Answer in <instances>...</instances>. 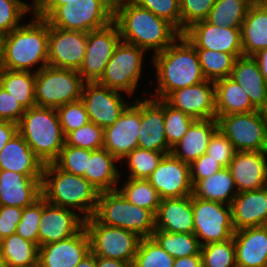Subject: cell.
Wrapping results in <instances>:
<instances>
[{
	"instance_id": "cell-1",
	"label": "cell",
	"mask_w": 267,
	"mask_h": 267,
	"mask_svg": "<svg viewBox=\"0 0 267 267\" xmlns=\"http://www.w3.org/2000/svg\"><path fill=\"white\" fill-rule=\"evenodd\" d=\"M113 22L118 26L121 41L148 54L153 52L151 55L164 51L182 34L166 19L130 0H114Z\"/></svg>"
},
{
	"instance_id": "cell-2",
	"label": "cell",
	"mask_w": 267,
	"mask_h": 267,
	"mask_svg": "<svg viewBox=\"0 0 267 267\" xmlns=\"http://www.w3.org/2000/svg\"><path fill=\"white\" fill-rule=\"evenodd\" d=\"M156 73V82L149 81L148 85H156L155 93L148 97L164 100L171 92L199 84L205 81L196 48L181 34L164 51L151 56ZM156 83V84H155Z\"/></svg>"
},
{
	"instance_id": "cell-3",
	"label": "cell",
	"mask_w": 267,
	"mask_h": 267,
	"mask_svg": "<svg viewBox=\"0 0 267 267\" xmlns=\"http://www.w3.org/2000/svg\"><path fill=\"white\" fill-rule=\"evenodd\" d=\"M32 16L30 22L5 34L0 68L37 73L48 65L49 24Z\"/></svg>"
},
{
	"instance_id": "cell-4",
	"label": "cell",
	"mask_w": 267,
	"mask_h": 267,
	"mask_svg": "<svg viewBox=\"0 0 267 267\" xmlns=\"http://www.w3.org/2000/svg\"><path fill=\"white\" fill-rule=\"evenodd\" d=\"M41 193L47 203L71 209L84 219L94 215L99 195L83 176L61 170L54 162L44 164Z\"/></svg>"
},
{
	"instance_id": "cell-5",
	"label": "cell",
	"mask_w": 267,
	"mask_h": 267,
	"mask_svg": "<svg viewBox=\"0 0 267 267\" xmlns=\"http://www.w3.org/2000/svg\"><path fill=\"white\" fill-rule=\"evenodd\" d=\"M17 125L18 133L43 164L58 158L65 145V135L56 109L39 106L26 109Z\"/></svg>"
},
{
	"instance_id": "cell-6",
	"label": "cell",
	"mask_w": 267,
	"mask_h": 267,
	"mask_svg": "<svg viewBox=\"0 0 267 267\" xmlns=\"http://www.w3.org/2000/svg\"><path fill=\"white\" fill-rule=\"evenodd\" d=\"M93 216L102 224L123 228L141 238L152 237L155 230V215L131 204L117 189L99 193Z\"/></svg>"
},
{
	"instance_id": "cell-7",
	"label": "cell",
	"mask_w": 267,
	"mask_h": 267,
	"mask_svg": "<svg viewBox=\"0 0 267 267\" xmlns=\"http://www.w3.org/2000/svg\"><path fill=\"white\" fill-rule=\"evenodd\" d=\"M114 0H72L58 6L45 20L52 27L90 32L113 22Z\"/></svg>"
},
{
	"instance_id": "cell-8",
	"label": "cell",
	"mask_w": 267,
	"mask_h": 267,
	"mask_svg": "<svg viewBox=\"0 0 267 267\" xmlns=\"http://www.w3.org/2000/svg\"><path fill=\"white\" fill-rule=\"evenodd\" d=\"M84 81L77 70L47 65L35 73L36 106L57 109L81 99Z\"/></svg>"
},
{
	"instance_id": "cell-9",
	"label": "cell",
	"mask_w": 267,
	"mask_h": 267,
	"mask_svg": "<svg viewBox=\"0 0 267 267\" xmlns=\"http://www.w3.org/2000/svg\"><path fill=\"white\" fill-rule=\"evenodd\" d=\"M146 51L132 44L120 41L106 65L98 83L132 97L137 92L143 77Z\"/></svg>"
},
{
	"instance_id": "cell-10",
	"label": "cell",
	"mask_w": 267,
	"mask_h": 267,
	"mask_svg": "<svg viewBox=\"0 0 267 267\" xmlns=\"http://www.w3.org/2000/svg\"><path fill=\"white\" fill-rule=\"evenodd\" d=\"M90 251L98 257L121 260L132 265L141 237L120 227L107 226L94 216L85 219Z\"/></svg>"
},
{
	"instance_id": "cell-11",
	"label": "cell",
	"mask_w": 267,
	"mask_h": 267,
	"mask_svg": "<svg viewBox=\"0 0 267 267\" xmlns=\"http://www.w3.org/2000/svg\"><path fill=\"white\" fill-rule=\"evenodd\" d=\"M218 128L235 151H267V121L261 110L219 116Z\"/></svg>"
},
{
	"instance_id": "cell-12",
	"label": "cell",
	"mask_w": 267,
	"mask_h": 267,
	"mask_svg": "<svg viewBox=\"0 0 267 267\" xmlns=\"http://www.w3.org/2000/svg\"><path fill=\"white\" fill-rule=\"evenodd\" d=\"M194 235L201 246L224 242L233 237L231 206L192 196Z\"/></svg>"
},
{
	"instance_id": "cell-13",
	"label": "cell",
	"mask_w": 267,
	"mask_h": 267,
	"mask_svg": "<svg viewBox=\"0 0 267 267\" xmlns=\"http://www.w3.org/2000/svg\"><path fill=\"white\" fill-rule=\"evenodd\" d=\"M122 93L98 82H84L81 101L89 120L103 129L113 125L130 104Z\"/></svg>"
},
{
	"instance_id": "cell-14",
	"label": "cell",
	"mask_w": 267,
	"mask_h": 267,
	"mask_svg": "<svg viewBox=\"0 0 267 267\" xmlns=\"http://www.w3.org/2000/svg\"><path fill=\"white\" fill-rule=\"evenodd\" d=\"M120 41V32L114 22L87 33L85 58L78 71L84 82L99 81Z\"/></svg>"
},
{
	"instance_id": "cell-15",
	"label": "cell",
	"mask_w": 267,
	"mask_h": 267,
	"mask_svg": "<svg viewBox=\"0 0 267 267\" xmlns=\"http://www.w3.org/2000/svg\"><path fill=\"white\" fill-rule=\"evenodd\" d=\"M111 126L104 129L103 148L121 161L138 147L141 125V97L134 98Z\"/></svg>"
},
{
	"instance_id": "cell-16",
	"label": "cell",
	"mask_w": 267,
	"mask_h": 267,
	"mask_svg": "<svg viewBox=\"0 0 267 267\" xmlns=\"http://www.w3.org/2000/svg\"><path fill=\"white\" fill-rule=\"evenodd\" d=\"M86 46L87 32L68 31L49 25L48 65L79 71Z\"/></svg>"
},
{
	"instance_id": "cell-17",
	"label": "cell",
	"mask_w": 267,
	"mask_h": 267,
	"mask_svg": "<svg viewBox=\"0 0 267 267\" xmlns=\"http://www.w3.org/2000/svg\"><path fill=\"white\" fill-rule=\"evenodd\" d=\"M195 48L243 56L241 29L215 26L207 20L192 24L182 33Z\"/></svg>"
},
{
	"instance_id": "cell-18",
	"label": "cell",
	"mask_w": 267,
	"mask_h": 267,
	"mask_svg": "<svg viewBox=\"0 0 267 267\" xmlns=\"http://www.w3.org/2000/svg\"><path fill=\"white\" fill-rule=\"evenodd\" d=\"M148 180L161 199L192 195L189 163L182 162L172 153L164 155Z\"/></svg>"
},
{
	"instance_id": "cell-19",
	"label": "cell",
	"mask_w": 267,
	"mask_h": 267,
	"mask_svg": "<svg viewBox=\"0 0 267 267\" xmlns=\"http://www.w3.org/2000/svg\"><path fill=\"white\" fill-rule=\"evenodd\" d=\"M85 219L77 212L51 205L42 197V214L39 223V247L67 239L77 234Z\"/></svg>"
},
{
	"instance_id": "cell-20",
	"label": "cell",
	"mask_w": 267,
	"mask_h": 267,
	"mask_svg": "<svg viewBox=\"0 0 267 267\" xmlns=\"http://www.w3.org/2000/svg\"><path fill=\"white\" fill-rule=\"evenodd\" d=\"M146 91L141 96V125L138 137V147L171 153L167 143L164 124V100L149 98Z\"/></svg>"
},
{
	"instance_id": "cell-21",
	"label": "cell",
	"mask_w": 267,
	"mask_h": 267,
	"mask_svg": "<svg viewBox=\"0 0 267 267\" xmlns=\"http://www.w3.org/2000/svg\"><path fill=\"white\" fill-rule=\"evenodd\" d=\"M170 106L182 110L194 119H214L215 83L205 80L199 84L177 89L164 99Z\"/></svg>"
},
{
	"instance_id": "cell-22",
	"label": "cell",
	"mask_w": 267,
	"mask_h": 267,
	"mask_svg": "<svg viewBox=\"0 0 267 267\" xmlns=\"http://www.w3.org/2000/svg\"><path fill=\"white\" fill-rule=\"evenodd\" d=\"M90 252V240L83 227L77 234L38 248L39 267H75Z\"/></svg>"
},
{
	"instance_id": "cell-23",
	"label": "cell",
	"mask_w": 267,
	"mask_h": 267,
	"mask_svg": "<svg viewBox=\"0 0 267 267\" xmlns=\"http://www.w3.org/2000/svg\"><path fill=\"white\" fill-rule=\"evenodd\" d=\"M228 169L238 193L267 186V151H237Z\"/></svg>"
},
{
	"instance_id": "cell-24",
	"label": "cell",
	"mask_w": 267,
	"mask_h": 267,
	"mask_svg": "<svg viewBox=\"0 0 267 267\" xmlns=\"http://www.w3.org/2000/svg\"><path fill=\"white\" fill-rule=\"evenodd\" d=\"M230 206L235 231L267 226V186L238 193Z\"/></svg>"
},
{
	"instance_id": "cell-25",
	"label": "cell",
	"mask_w": 267,
	"mask_h": 267,
	"mask_svg": "<svg viewBox=\"0 0 267 267\" xmlns=\"http://www.w3.org/2000/svg\"><path fill=\"white\" fill-rule=\"evenodd\" d=\"M42 178L0 169V206L25 208L41 196Z\"/></svg>"
},
{
	"instance_id": "cell-26",
	"label": "cell",
	"mask_w": 267,
	"mask_h": 267,
	"mask_svg": "<svg viewBox=\"0 0 267 267\" xmlns=\"http://www.w3.org/2000/svg\"><path fill=\"white\" fill-rule=\"evenodd\" d=\"M233 240L237 267H267V226L236 230Z\"/></svg>"
},
{
	"instance_id": "cell-27",
	"label": "cell",
	"mask_w": 267,
	"mask_h": 267,
	"mask_svg": "<svg viewBox=\"0 0 267 267\" xmlns=\"http://www.w3.org/2000/svg\"><path fill=\"white\" fill-rule=\"evenodd\" d=\"M44 164L17 132L0 152V169L42 178Z\"/></svg>"
},
{
	"instance_id": "cell-28",
	"label": "cell",
	"mask_w": 267,
	"mask_h": 267,
	"mask_svg": "<svg viewBox=\"0 0 267 267\" xmlns=\"http://www.w3.org/2000/svg\"><path fill=\"white\" fill-rule=\"evenodd\" d=\"M155 230L194 233L192 195L162 199L155 215Z\"/></svg>"
},
{
	"instance_id": "cell-29",
	"label": "cell",
	"mask_w": 267,
	"mask_h": 267,
	"mask_svg": "<svg viewBox=\"0 0 267 267\" xmlns=\"http://www.w3.org/2000/svg\"><path fill=\"white\" fill-rule=\"evenodd\" d=\"M218 129L216 118L195 119L171 153L182 162L190 164L207 152L211 137Z\"/></svg>"
},
{
	"instance_id": "cell-30",
	"label": "cell",
	"mask_w": 267,
	"mask_h": 267,
	"mask_svg": "<svg viewBox=\"0 0 267 267\" xmlns=\"http://www.w3.org/2000/svg\"><path fill=\"white\" fill-rule=\"evenodd\" d=\"M118 162L120 161L105 148L90 150V158L83 177L99 193L116 190L119 181L123 180V174L118 170V164H120Z\"/></svg>"
},
{
	"instance_id": "cell-31",
	"label": "cell",
	"mask_w": 267,
	"mask_h": 267,
	"mask_svg": "<svg viewBox=\"0 0 267 267\" xmlns=\"http://www.w3.org/2000/svg\"><path fill=\"white\" fill-rule=\"evenodd\" d=\"M243 56H253L267 48V2L255 0L249 7L241 27Z\"/></svg>"
},
{
	"instance_id": "cell-32",
	"label": "cell",
	"mask_w": 267,
	"mask_h": 267,
	"mask_svg": "<svg viewBox=\"0 0 267 267\" xmlns=\"http://www.w3.org/2000/svg\"><path fill=\"white\" fill-rule=\"evenodd\" d=\"M248 94L252 105L261 110L267 100V82L257 61L252 56L236 59L230 76Z\"/></svg>"
},
{
	"instance_id": "cell-33",
	"label": "cell",
	"mask_w": 267,
	"mask_h": 267,
	"mask_svg": "<svg viewBox=\"0 0 267 267\" xmlns=\"http://www.w3.org/2000/svg\"><path fill=\"white\" fill-rule=\"evenodd\" d=\"M214 83L216 119L219 116L257 110L248 94L231 77L219 79Z\"/></svg>"
},
{
	"instance_id": "cell-34",
	"label": "cell",
	"mask_w": 267,
	"mask_h": 267,
	"mask_svg": "<svg viewBox=\"0 0 267 267\" xmlns=\"http://www.w3.org/2000/svg\"><path fill=\"white\" fill-rule=\"evenodd\" d=\"M238 194L233 177L228 167L202 180L193 183L192 196L207 201L231 205Z\"/></svg>"
},
{
	"instance_id": "cell-35",
	"label": "cell",
	"mask_w": 267,
	"mask_h": 267,
	"mask_svg": "<svg viewBox=\"0 0 267 267\" xmlns=\"http://www.w3.org/2000/svg\"><path fill=\"white\" fill-rule=\"evenodd\" d=\"M0 86L21 103L25 109L36 106L34 72L0 68Z\"/></svg>"
},
{
	"instance_id": "cell-36",
	"label": "cell",
	"mask_w": 267,
	"mask_h": 267,
	"mask_svg": "<svg viewBox=\"0 0 267 267\" xmlns=\"http://www.w3.org/2000/svg\"><path fill=\"white\" fill-rule=\"evenodd\" d=\"M124 182L118 183L117 190L131 204L146 208L156 215L161 197L148 179H129L123 175Z\"/></svg>"
},
{
	"instance_id": "cell-37",
	"label": "cell",
	"mask_w": 267,
	"mask_h": 267,
	"mask_svg": "<svg viewBox=\"0 0 267 267\" xmlns=\"http://www.w3.org/2000/svg\"><path fill=\"white\" fill-rule=\"evenodd\" d=\"M255 0H216L207 21L215 26L241 29L250 5Z\"/></svg>"
},
{
	"instance_id": "cell-38",
	"label": "cell",
	"mask_w": 267,
	"mask_h": 267,
	"mask_svg": "<svg viewBox=\"0 0 267 267\" xmlns=\"http://www.w3.org/2000/svg\"><path fill=\"white\" fill-rule=\"evenodd\" d=\"M7 267H20L38 264V246L12 234L0 240Z\"/></svg>"
},
{
	"instance_id": "cell-39",
	"label": "cell",
	"mask_w": 267,
	"mask_h": 267,
	"mask_svg": "<svg viewBox=\"0 0 267 267\" xmlns=\"http://www.w3.org/2000/svg\"><path fill=\"white\" fill-rule=\"evenodd\" d=\"M152 237L174 259L201 255V244L193 233H173L154 230Z\"/></svg>"
},
{
	"instance_id": "cell-40",
	"label": "cell",
	"mask_w": 267,
	"mask_h": 267,
	"mask_svg": "<svg viewBox=\"0 0 267 267\" xmlns=\"http://www.w3.org/2000/svg\"><path fill=\"white\" fill-rule=\"evenodd\" d=\"M165 153L159 151H150L140 147L135 148L126 155L119 163L123 172H128L129 179H148L152 172L158 167V164L164 157ZM122 163H125L122 165Z\"/></svg>"
},
{
	"instance_id": "cell-41",
	"label": "cell",
	"mask_w": 267,
	"mask_h": 267,
	"mask_svg": "<svg viewBox=\"0 0 267 267\" xmlns=\"http://www.w3.org/2000/svg\"><path fill=\"white\" fill-rule=\"evenodd\" d=\"M202 73L206 80L230 77L237 57L225 52L196 48Z\"/></svg>"
},
{
	"instance_id": "cell-42",
	"label": "cell",
	"mask_w": 267,
	"mask_h": 267,
	"mask_svg": "<svg viewBox=\"0 0 267 267\" xmlns=\"http://www.w3.org/2000/svg\"><path fill=\"white\" fill-rule=\"evenodd\" d=\"M174 258L153 237L141 238L132 267H173Z\"/></svg>"
},
{
	"instance_id": "cell-43",
	"label": "cell",
	"mask_w": 267,
	"mask_h": 267,
	"mask_svg": "<svg viewBox=\"0 0 267 267\" xmlns=\"http://www.w3.org/2000/svg\"><path fill=\"white\" fill-rule=\"evenodd\" d=\"M31 4L20 0H0V32L10 33L22 25V21L29 13L33 14L37 0H31Z\"/></svg>"
},
{
	"instance_id": "cell-44",
	"label": "cell",
	"mask_w": 267,
	"mask_h": 267,
	"mask_svg": "<svg viewBox=\"0 0 267 267\" xmlns=\"http://www.w3.org/2000/svg\"><path fill=\"white\" fill-rule=\"evenodd\" d=\"M202 267H237L233 237L201 247Z\"/></svg>"
},
{
	"instance_id": "cell-45",
	"label": "cell",
	"mask_w": 267,
	"mask_h": 267,
	"mask_svg": "<svg viewBox=\"0 0 267 267\" xmlns=\"http://www.w3.org/2000/svg\"><path fill=\"white\" fill-rule=\"evenodd\" d=\"M195 119L170 106L164 100L165 136L169 147L172 149L186 134L189 126Z\"/></svg>"
},
{
	"instance_id": "cell-46",
	"label": "cell",
	"mask_w": 267,
	"mask_h": 267,
	"mask_svg": "<svg viewBox=\"0 0 267 267\" xmlns=\"http://www.w3.org/2000/svg\"><path fill=\"white\" fill-rule=\"evenodd\" d=\"M103 135L104 129L90 121L70 132L65 137V143L72 147L97 150L103 148Z\"/></svg>"
},
{
	"instance_id": "cell-47",
	"label": "cell",
	"mask_w": 267,
	"mask_h": 267,
	"mask_svg": "<svg viewBox=\"0 0 267 267\" xmlns=\"http://www.w3.org/2000/svg\"><path fill=\"white\" fill-rule=\"evenodd\" d=\"M89 158V149L72 147L65 143L54 163L61 170L72 173L74 175L84 176Z\"/></svg>"
},
{
	"instance_id": "cell-48",
	"label": "cell",
	"mask_w": 267,
	"mask_h": 267,
	"mask_svg": "<svg viewBox=\"0 0 267 267\" xmlns=\"http://www.w3.org/2000/svg\"><path fill=\"white\" fill-rule=\"evenodd\" d=\"M42 214V196L32 205L23 208L22 218L16 227V234L39 247V223Z\"/></svg>"
},
{
	"instance_id": "cell-49",
	"label": "cell",
	"mask_w": 267,
	"mask_h": 267,
	"mask_svg": "<svg viewBox=\"0 0 267 267\" xmlns=\"http://www.w3.org/2000/svg\"><path fill=\"white\" fill-rule=\"evenodd\" d=\"M60 125L65 137L72 131L90 122L83 102L80 100L63 104L57 109Z\"/></svg>"
},
{
	"instance_id": "cell-50",
	"label": "cell",
	"mask_w": 267,
	"mask_h": 267,
	"mask_svg": "<svg viewBox=\"0 0 267 267\" xmlns=\"http://www.w3.org/2000/svg\"><path fill=\"white\" fill-rule=\"evenodd\" d=\"M135 5L150 10L158 17L166 19L181 32L179 0H130Z\"/></svg>"
},
{
	"instance_id": "cell-51",
	"label": "cell",
	"mask_w": 267,
	"mask_h": 267,
	"mask_svg": "<svg viewBox=\"0 0 267 267\" xmlns=\"http://www.w3.org/2000/svg\"><path fill=\"white\" fill-rule=\"evenodd\" d=\"M216 0H179L181 33L192 24L206 20Z\"/></svg>"
},
{
	"instance_id": "cell-52",
	"label": "cell",
	"mask_w": 267,
	"mask_h": 267,
	"mask_svg": "<svg viewBox=\"0 0 267 267\" xmlns=\"http://www.w3.org/2000/svg\"><path fill=\"white\" fill-rule=\"evenodd\" d=\"M235 149L228 138L218 129L211 137L207 154L218 161L223 167H228L233 159Z\"/></svg>"
},
{
	"instance_id": "cell-53",
	"label": "cell",
	"mask_w": 267,
	"mask_h": 267,
	"mask_svg": "<svg viewBox=\"0 0 267 267\" xmlns=\"http://www.w3.org/2000/svg\"><path fill=\"white\" fill-rule=\"evenodd\" d=\"M26 109L0 86V120L18 124Z\"/></svg>"
},
{
	"instance_id": "cell-54",
	"label": "cell",
	"mask_w": 267,
	"mask_h": 267,
	"mask_svg": "<svg viewBox=\"0 0 267 267\" xmlns=\"http://www.w3.org/2000/svg\"><path fill=\"white\" fill-rule=\"evenodd\" d=\"M222 168L224 167L218 161L205 153L189 164L191 182L193 184L197 180L210 177Z\"/></svg>"
},
{
	"instance_id": "cell-55",
	"label": "cell",
	"mask_w": 267,
	"mask_h": 267,
	"mask_svg": "<svg viewBox=\"0 0 267 267\" xmlns=\"http://www.w3.org/2000/svg\"><path fill=\"white\" fill-rule=\"evenodd\" d=\"M22 213L23 208L21 207L0 206V240L15 234Z\"/></svg>"
},
{
	"instance_id": "cell-56",
	"label": "cell",
	"mask_w": 267,
	"mask_h": 267,
	"mask_svg": "<svg viewBox=\"0 0 267 267\" xmlns=\"http://www.w3.org/2000/svg\"><path fill=\"white\" fill-rule=\"evenodd\" d=\"M72 0H37L33 14L46 19L58 6Z\"/></svg>"
},
{
	"instance_id": "cell-57",
	"label": "cell",
	"mask_w": 267,
	"mask_h": 267,
	"mask_svg": "<svg viewBox=\"0 0 267 267\" xmlns=\"http://www.w3.org/2000/svg\"><path fill=\"white\" fill-rule=\"evenodd\" d=\"M18 132V125L0 120V152L7 142Z\"/></svg>"
},
{
	"instance_id": "cell-58",
	"label": "cell",
	"mask_w": 267,
	"mask_h": 267,
	"mask_svg": "<svg viewBox=\"0 0 267 267\" xmlns=\"http://www.w3.org/2000/svg\"><path fill=\"white\" fill-rule=\"evenodd\" d=\"M173 267H202V257L201 255H192L176 258Z\"/></svg>"
},
{
	"instance_id": "cell-59",
	"label": "cell",
	"mask_w": 267,
	"mask_h": 267,
	"mask_svg": "<svg viewBox=\"0 0 267 267\" xmlns=\"http://www.w3.org/2000/svg\"><path fill=\"white\" fill-rule=\"evenodd\" d=\"M96 267H131L130 263L96 256Z\"/></svg>"
},
{
	"instance_id": "cell-60",
	"label": "cell",
	"mask_w": 267,
	"mask_h": 267,
	"mask_svg": "<svg viewBox=\"0 0 267 267\" xmlns=\"http://www.w3.org/2000/svg\"><path fill=\"white\" fill-rule=\"evenodd\" d=\"M252 57L257 61L262 76L267 82V48L259 50Z\"/></svg>"
},
{
	"instance_id": "cell-61",
	"label": "cell",
	"mask_w": 267,
	"mask_h": 267,
	"mask_svg": "<svg viewBox=\"0 0 267 267\" xmlns=\"http://www.w3.org/2000/svg\"><path fill=\"white\" fill-rule=\"evenodd\" d=\"M75 267H96V256L90 251Z\"/></svg>"
},
{
	"instance_id": "cell-62",
	"label": "cell",
	"mask_w": 267,
	"mask_h": 267,
	"mask_svg": "<svg viewBox=\"0 0 267 267\" xmlns=\"http://www.w3.org/2000/svg\"><path fill=\"white\" fill-rule=\"evenodd\" d=\"M4 38H5V34L0 32V65L2 62V58H3Z\"/></svg>"
},
{
	"instance_id": "cell-63",
	"label": "cell",
	"mask_w": 267,
	"mask_h": 267,
	"mask_svg": "<svg viewBox=\"0 0 267 267\" xmlns=\"http://www.w3.org/2000/svg\"><path fill=\"white\" fill-rule=\"evenodd\" d=\"M0 267H7L5 259H4V255H3V252H2L1 243H0Z\"/></svg>"
},
{
	"instance_id": "cell-64",
	"label": "cell",
	"mask_w": 267,
	"mask_h": 267,
	"mask_svg": "<svg viewBox=\"0 0 267 267\" xmlns=\"http://www.w3.org/2000/svg\"><path fill=\"white\" fill-rule=\"evenodd\" d=\"M261 112L263 114V117L267 121V100H266L265 106L261 109Z\"/></svg>"
},
{
	"instance_id": "cell-65",
	"label": "cell",
	"mask_w": 267,
	"mask_h": 267,
	"mask_svg": "<svg viewBox=\"0 0 267 267\" xmlns=\"http://www.w3.org/2000/svg\"><path fill=\"white\" fill-rule=\"evenodd\" d=\"M20 267H39V264L29 265V266H20Z\"/></svg>"
}]
</instances>
